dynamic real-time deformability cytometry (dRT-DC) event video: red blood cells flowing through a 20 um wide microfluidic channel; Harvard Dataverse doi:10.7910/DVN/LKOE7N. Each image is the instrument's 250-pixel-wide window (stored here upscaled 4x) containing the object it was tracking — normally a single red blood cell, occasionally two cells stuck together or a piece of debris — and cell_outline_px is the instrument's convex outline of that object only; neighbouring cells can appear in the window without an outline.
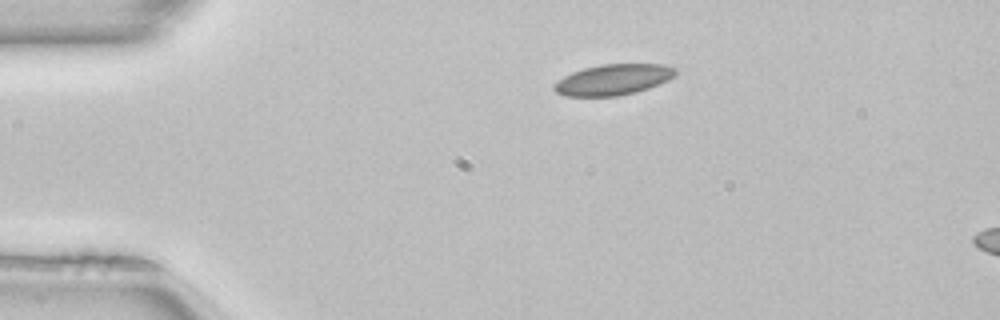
{"species": "common noctule bat (a hibernating species)", "species_latin": "Nyctalus noctula", "temperature_condition": "room temperature", "stored_images_in_passage": 6, "camera_frame_rate_fps": 3000, "um_per_image_px": 0.085, "animal": {"sex": "female", "body_mass_g": 22.7, "forearm_length_mm": 54.2}, "frame": {"image": 1, "passage_image": 1, "time_ms": 0.0, "image_size_px": [1000, 320], "cell_outline_px": [[676, 72], [668, 80], [648, 88], [636, 92], [616, 96], [564, 96], [556, 92], [552, 88], [552, 84], [564, 76], [572, 72], [584, 68], [600, 64], [664, 64], [676, 68]], "centroid_in_image_um": [52.08, 6.77], "position_along_channel_um": 32.9, "area_um2": 21.79}}